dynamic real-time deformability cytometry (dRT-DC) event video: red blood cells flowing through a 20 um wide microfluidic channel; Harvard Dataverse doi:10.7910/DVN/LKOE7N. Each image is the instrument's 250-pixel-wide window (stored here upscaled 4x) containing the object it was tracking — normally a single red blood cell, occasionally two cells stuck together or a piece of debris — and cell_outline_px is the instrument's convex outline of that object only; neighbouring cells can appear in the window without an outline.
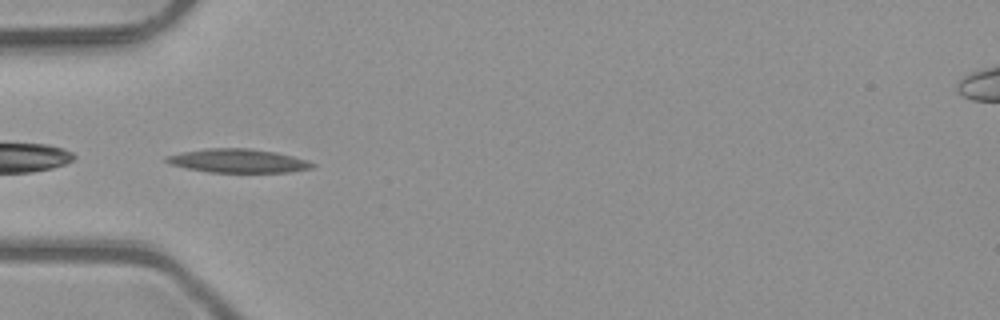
{"species": "common noctule bat (a hibernating species)", "species_latin": "Nyctalus noctula", "temperature_condition": "room temperature", "stored_images_in_passage": 4, "camera_frame_rate_fps": 3000, "um_per_image_px": 0.085, "animal": {"sex": "male", "body_mass_g": 23.1, "forearm_length_mm": 52.7}, "frame": {"image": 1, "passage_image": 2, "time_ms": 0.333, "image_size_px": [1000, 320], "cell_outline_px": [[316, 164], [312, 168], [288, 172], [208, 172], [188, 168], [172, 164], [164, 160], [164, 156], [204, 148], [248, 148], [276, 152], [308, 160]], "centroid_in_image_um": [20.25, 13.66], "position_along_channel_um": 64.8, "area_um2": 20.06}}
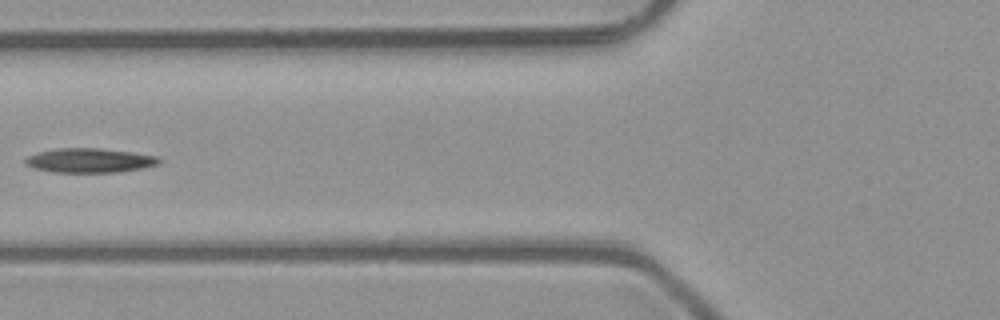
{"frame": {"image": 2, "passage_image": 3, "time_ms": 0.667, "image_size_px": [1000, 320], "cell_outline_px": [[160, 164], [144, 168], [116, 172], [52, 172], [36, 168], [24, 164], [24, 160], [28, 156], [40, 152], [56, 148], [100, 148], [132, 152], [156, 156], [160, 160]], "centroid_in_image_um": [7.63, 13.63], "position_along_channel_um": 118.2, "area_um2": 18.9}}
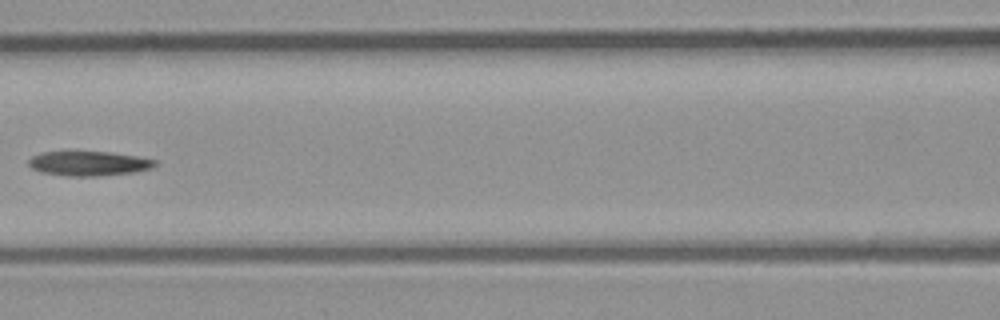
{"frame": {"image": 3, "passage_image": 4, "time_ms": 1.0, "image_size_px": [1000, 320], "cell_outline_px": [[156, 164], [152, 168], [132, 172], [96, 176], [68, 176], [40, 172], [32, 168], [28, 164], [28, 160], [32, 156], [40, 152], [108, 152], [136, 156], [156, 160]], "centroid_in_image_um": [7.5, 13.89], "position_along_channel_um": 159.1, "area_um2": 17.92}}